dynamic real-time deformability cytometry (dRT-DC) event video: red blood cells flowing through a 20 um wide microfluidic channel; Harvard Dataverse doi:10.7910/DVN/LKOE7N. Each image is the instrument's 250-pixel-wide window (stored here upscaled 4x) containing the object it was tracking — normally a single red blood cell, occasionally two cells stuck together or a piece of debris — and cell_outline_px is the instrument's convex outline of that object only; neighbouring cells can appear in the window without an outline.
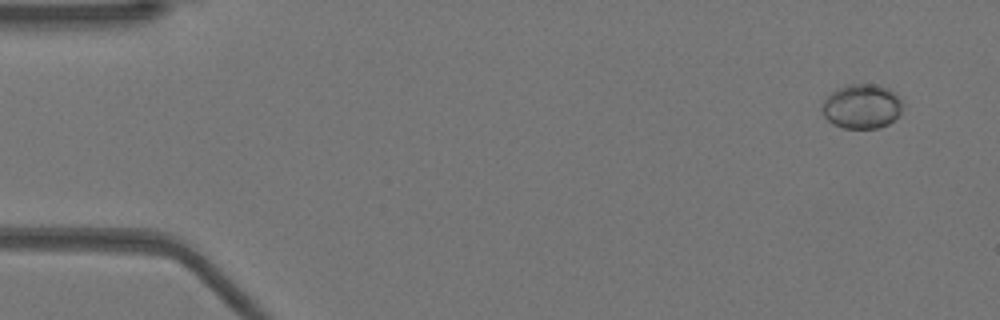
{"species": "Egyptian fruit bat (a non-hibernating species)", "species_latin": "Rousettus aegyptiacus", "temperature_condition": "warm", "stored_images_in_passage": 45, "camera_frame_rate_fps": 3000, "um_per_image_px": 0.085, "animal": {"sex": "female"}, "frame": {"image": 1, "passage_image": 1, "time_ms": 0.0, "image_size_px": [1000, 320], "cell_outline_px": [[900, 112], [888, 124], [880, 128], [844, 128], [832, 124], [824, 116], [820, 108], [820, 104], [836, 88], [848, 84], [872, 84], [888, 88], [896, 92], [900, 100]], "centroid_in_image_um": [73.2, 9.04], "position_along_channel_um": 11.8, "area_um2": 20.87}}
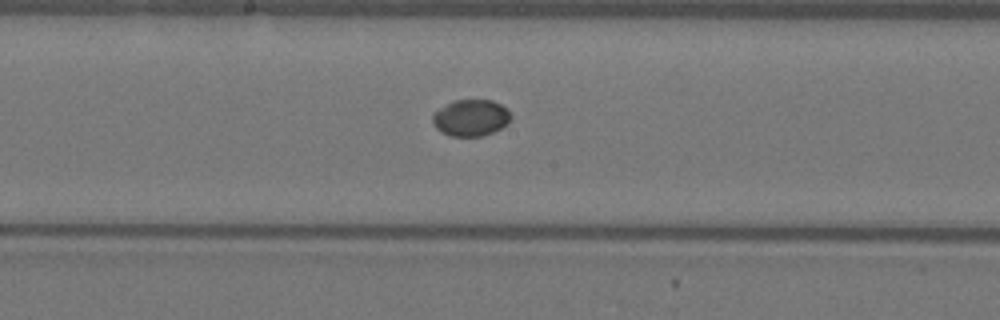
{"frame": {"image": 2, "passage_image": 25, "time_ms": 8.0, "image_size_px": [1000, 320], "cell_outline_px": [[512, 116], [508, 124], [492, 132], [480, 136], [452, 136], [440, 132], [432, 124], [432, 116], [440, 108], [452, 100], [492, 100], [508, 108]], "centroid_in_image_um": [40.03, 10.01], "position_along_channel_um": 208.2, "area_um2": 16.76}}
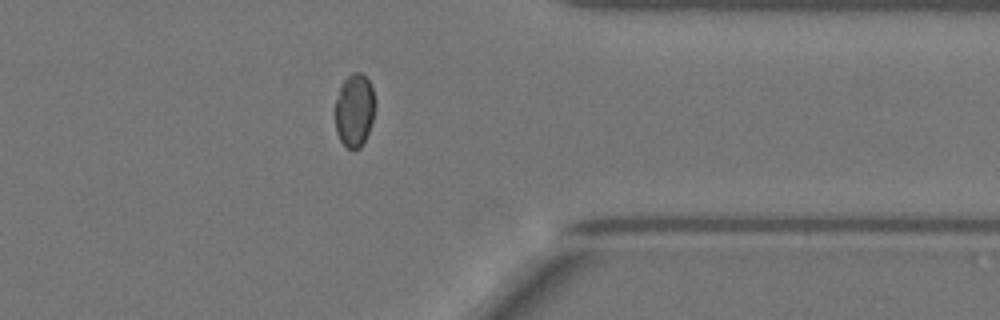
{"frame": {"image": 3, "passage_image": 39, "time_ms": 12.667, "image_size_px": [1000, 320], "cell_outline_px": [[376, 100], [372, 120], [368, 132], [360, 148], [348, 148], [340, 140], [336, 132], [336, 100], [340, 88], [344, 80], [352, 72], [360, 72], [368, 80], [372, 88]], "centroid_in_image_um": [30.14, 9.35], "position_along_channel_um": 381.3, "area_um2": 16.76}}